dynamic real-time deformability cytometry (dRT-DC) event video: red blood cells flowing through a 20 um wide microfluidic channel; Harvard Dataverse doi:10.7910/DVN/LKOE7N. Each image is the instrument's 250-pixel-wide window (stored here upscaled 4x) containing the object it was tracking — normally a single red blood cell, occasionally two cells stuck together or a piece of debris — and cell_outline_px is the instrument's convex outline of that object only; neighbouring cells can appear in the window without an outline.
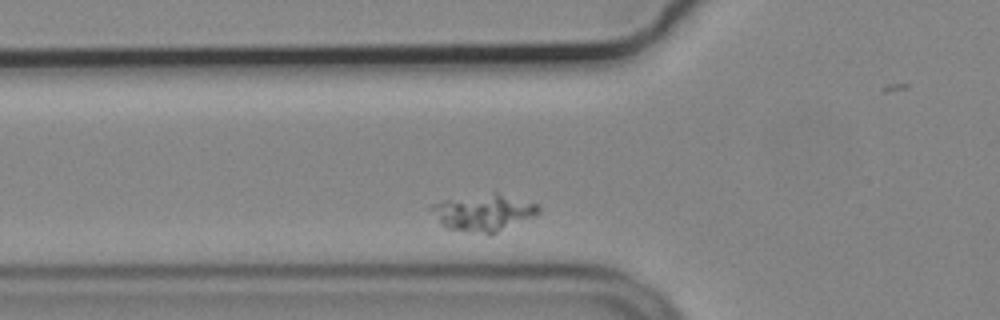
{"species": "common noctule bat (a hibernating species)", "species_latin": "Nyctalus noctula", "temperature_condition": "cold", "stored_images_in_passage": 21, "camera_frame_rate_fps": 3000, "um_per_image_px": 0.085, "animal": {"sex": "male", "body_mass_g": 19.2, "forearm_length_mm": 51.8}, "frame": {"image": 1, "passage_image": 4, "time_ms": 1.0, "image_size_px": [1000, 320], "cell_outline_px": [[540, 212], [492, 236], [488, 236], [444, 228], [428, 208], [432, 204], [448, 200], [496, 192], [536, 204], [540, 208]], "centroid_in_image_um": [41.07, 18.12], "position_along_channel_um": 84.7, "area_um2": 23.0}}
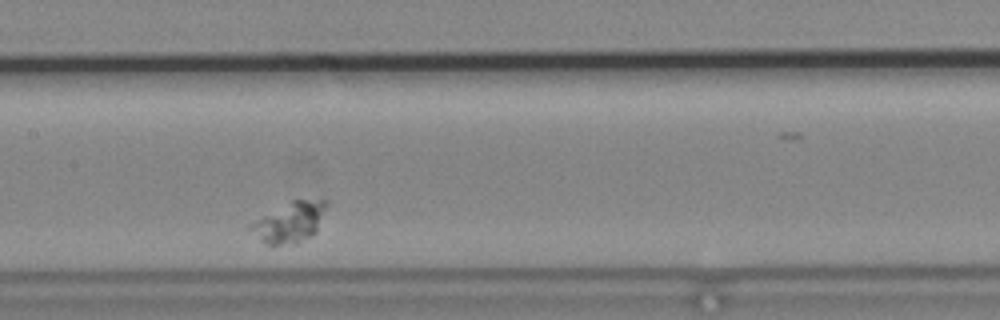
{"frame": {"image": 2, "passage_image": 13, "time_ms": 4.0, "image_size_px": [1000, 320], "cell_outline_px": [[328, 204], [316, 232], [312, 236], [292, 244], [264, 244], [248, 228], [248, 224], [292, 200], [324, 196], [328, 200]], "centroid_in_image_um": [24.7, 18.83], "position_along_channel_um": 182.7, "area_um2": 18.09}}
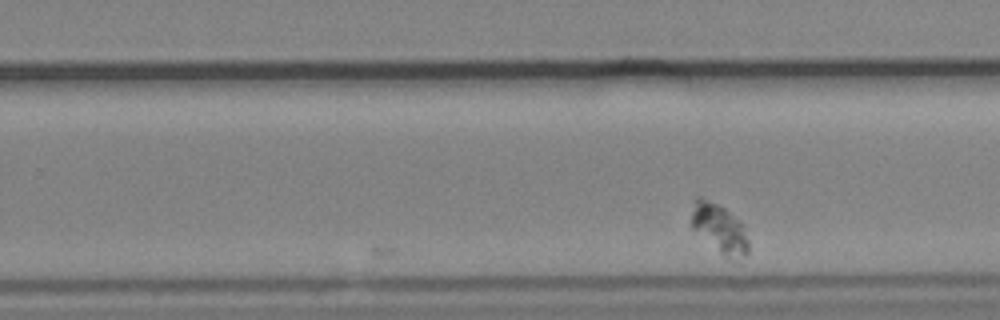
{"frame": {"image": 3, "passage_image": 21, "time_ms": 6.667, "image_size_px": [1000, 320], "cell_outline_px": [[748, 252], [740, 264], [728, 260], [692, 228], [688, 224], [696, 200], [700, 196], [724, 208], [744, 224], [748, 240]], "centroid_in_image_um": [61.2, 19.52], "position_along_channel_um": 268.6, "area_um2": 16.7}}